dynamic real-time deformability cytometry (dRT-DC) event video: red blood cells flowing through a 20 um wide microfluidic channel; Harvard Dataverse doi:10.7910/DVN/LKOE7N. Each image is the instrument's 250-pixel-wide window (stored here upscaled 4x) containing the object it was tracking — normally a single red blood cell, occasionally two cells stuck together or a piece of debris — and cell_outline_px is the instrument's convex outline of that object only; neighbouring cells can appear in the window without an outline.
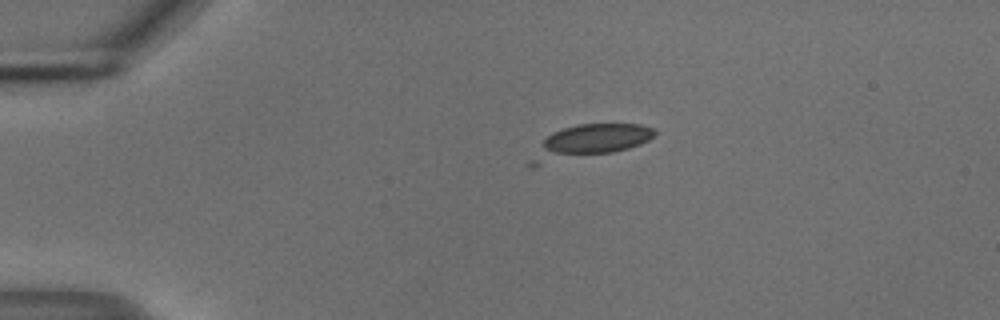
{"species": "common noctule bat (a hibernating species)", "species_latin": "Nyctalus noctula", "temperature_condition": "cold", "stored_images_in_passage": 4, "camera_frame_rate_fps": 3000, "um_per_image_px": 0.085, "animal": {"sex": "male", "body_mass_g": 18.8}, "frame": {"image": 1, "passage_image": 1, "time_ms": 0.0, "image_size_px": [1000, 320], "cell_outline_px": [[656, 136], [640, 144], [628, 148], [612, 152], [536, 168], [528, 168], [524, 164], [540, 144], [552, 132], [576, 124], [640, 124], [652, 128], [656, 132]], "centroid_in_image_um": [49.94, 12.11], "position_along_channel_um": 35.1, "area_um2": 24.57}}